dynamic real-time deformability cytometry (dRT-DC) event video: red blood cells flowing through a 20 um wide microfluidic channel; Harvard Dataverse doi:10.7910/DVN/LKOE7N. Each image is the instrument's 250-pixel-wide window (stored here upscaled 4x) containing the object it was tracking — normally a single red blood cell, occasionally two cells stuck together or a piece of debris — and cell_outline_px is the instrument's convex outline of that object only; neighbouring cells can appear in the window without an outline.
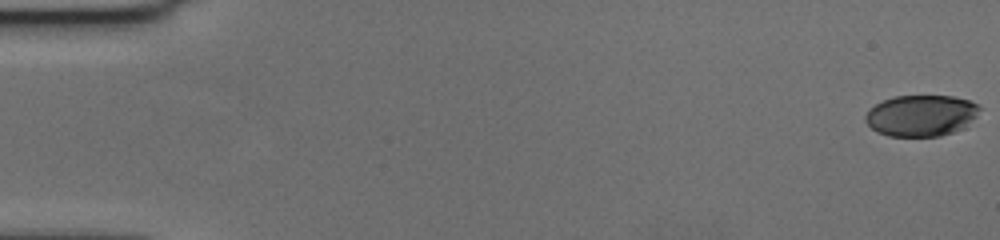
{"species": "human", "species_latin": "Homo sapiens", "temperature_condition": "cold", "stored_images_in_passage": 58, "camera_frame_rate_fps": 3000, "um_per_image_px": 0.085, "donor": {"sex": "female"}, "frame": {"image": 1, "passage_image": 1, "time_ms": 0.0, "image_size_px": [1000, 240], "cell_outline_px": [[980, 108], [976, 116], [964, 128], [940, 136], [888, 136], [876, 132], [864, 120], [864, 116], [868, 108], [892, 96], [956, 96], [968, 100], [976, 104]], "centroid_in_image_um": [78.26, 9.82], "position_along_channel_um": 6.7, "area_um2": 27.57}}
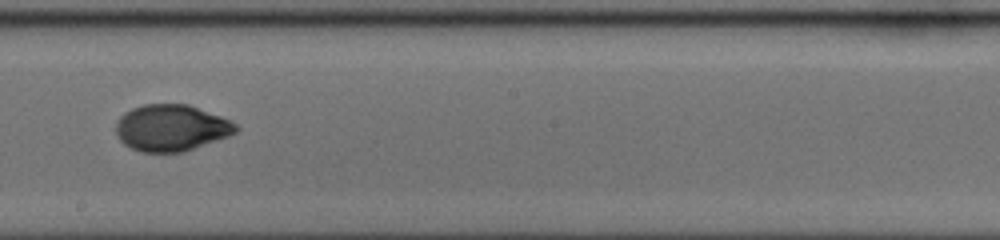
{"frame": {"image": 2, "passage_image": 34, "time_ms": 11.0, "image_size_px": [1000, 240], "cell_outline_px": [[240, 128], [236, 132], [228, 136], [184, 152], [140, 152], [124, 144], [116, 136], [116, 120], [124, 112], [132, 108], [144, 104], [188, 104], [220, 116], [236, 124]], "centroid_in_image_um": [14.53, 10.87], "position_along_channel_um": 233.7, "area_um2": 32.54}}
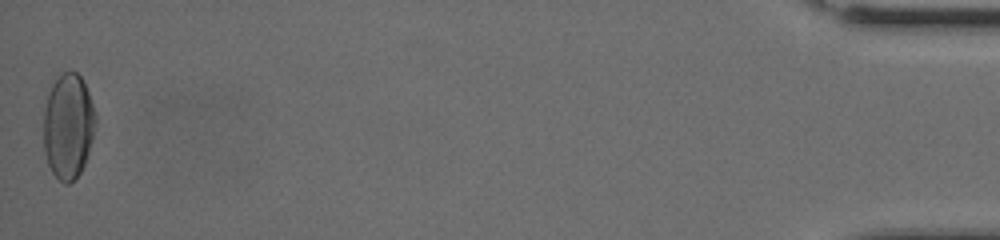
{"frame": {"image": 3, "passage_image": 58, "time_ms": 19.0, "image_size_px": [1000, 240], "cell_outline_px": [[96, 120], [92, 140], [88, 156], [80, 172], [68, 184], [64, 184], [52, 172], [48, 164], [44, 152], [44, 108], [48, 92], [52, 84], [64, 72], [76, 72], [80, 76], [88, 92], [96, 112]], "centroid_in_image_um": [5.8, 10.73], "position_along_channel_um": 429.4, "area_um2": 31.79}, "authors_computed_cell_mechanics": {"area_um2": 31.2987, "velocity_mm_per_s": 3.6346, "shape_relaxation_time_tau1_ms": 5.8317, "shape_relaxation_time_tau2_ms": 1.238, "deformation_change_tau1": 0.2015, "deformation_change_tau2": 0.0375}}